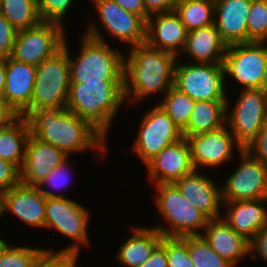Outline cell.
I'll return each mask as SVG.
<instances>
[{"instance_id": "ffe728a7", "label": "cell", "mask_w": 267, "mask_h": 267, "mask_svg": "<svg viewBox=\"0 0 267 267\" xmlns=\"http://www.w3.org/2000/svg\"><path fill=\"white\" fill-rule=\"evenodd\" d=\"M187 30L175 11L149 16L146 21V44L179 58L186 45Z\"/></svg>"}, {"instance_id": "e0dca14e", "label": "cell", "mask_w": 267, "mask_h": 267, "mask_svg": "<svg viewBox=\"0 0 267 267\" xmlns=\"http://www.w3.org/2000/svg\"><path fill=\"white\" fill-rule=\"evenodd\" d=\"M46 202L37 187L20 183L1 193L2 216L9 212L29 228L44 229Z\"/></svg>"}, {"instance_id": "ab89813d", "label": "cell", "mask_w": 267, "mask_h": 267, "mask_svg": "<svg viewBox=\"0 0 267 267\" xmlns=\"http://www.w3.org/2000/svg\"><path fill=\"white\" fill-rule=\"evenodd\" d=\"M244 149L267 168V121L263 124L257 136Z\"/></svg>"}, {"instance_id": "30bf717a", "label": "cell", "mask_w": 267, "mask_h": 267, "mask_svg": "<svg viewBox=\"0 0 267 267\" xmlns=\"http://www.w3.org/2000/svg\"><path fill=\"white\" fill-rule=\"evenodd\" d=\"M66 31L63 25L47 21L19 30L10 57L38 66L63 48Z\"/></svg>"}, {"instance_id": "f546056e", "label": "cell", "mask_w": 267, "mask_h": 267, "mask_svg": "<svg viewBox=\"0 0 267 267\" xmlns=\"http://www.w3.org/2000/svg\"><path fill=\"white\" fill-rule=\"evenodd\" d=\"M175 12L187 32L214 24V0H183L177 3Z\"/></svg>"}, {"instance_id": "c3c4849f", "label": "cell", "mask_w": 267, "mask_h": 267, "mask_svg": "<svg viewBox=\"0 0 267 267\" xmlns=\"http://www.w3.org/2000/svg\"><path fill=\"white\" fill-rule=\"evenodd\" d=\"M258 89L267 97V71Z\"/></svg>"}, {"instance_id": "277c9868", "label": "cell", "mask_w": 267, "mask_h": 267, "mask_svg": "<svg viewBox=\"0 0 267 267\" xmlns=\"http://www.w3.org/2000/svg\"><path fill=\"white\" fill-rule=\"evenodd\" d=\"M125 103L124 81L70 83L66 109L82 118L108 142L111 124Z\"/></svg>"}, {"instance_id": "ba28073f", "label": "cell", "mask_w": 267, "mask_h": 267, "mask_svg": "<svg viewBox=\"0 0 267 267\" xmlns=\"http://www.w3.org/2000/svg\"><path fill=\"white\" fill-rule=\"evenodd\" d=\"M181 61V62H179ZM177 60L173 86L194 101H226L223 64Z\"/></svg>"}, {"instance_id": "9c48e42d", "label": "cell", "mask_w": 267, "mask_h": 267, "mask_svg": "<svg viewBox=\"0 0 267 267\" xmlns=\"http://www.w3.org/2000/svg\"><path fill=\"white\" fill-rule=\"evenodd\" d=\"M223 67L225 85L231 78L240 89H258L267 71V44L251 41L228 45Z\"/></svg>"}, {"instance_id": "f35d334b", "label": "cell", "mask_w": 267, "mask_h": 267, "mask_svg": "<svg viewBox=\"0 0 267 267\" xmlns=\"http://www.w3.org/2000/svg\"><path fill=\"white\" fill-rule=\"evenodd\" d=\"M18 30L0 14V57H10Z\"/></svg>"}, {"instance_id": "1f68e13d", "label": "cell", "mask_w": 267, "mask_h": 267, "mask_svg": "<svg viewBox=\"0 0 267 267\" xmlns=\"http://www.w3.org/2000/svg\"><path fill=\"white\" fill-rule=\"evenodd\" d=\"M15 245L7 240L0 241V267H33L45 249Z\"/></svg>"}, {"instance_id": "d6986e66", "label": "cell", "mask_w": 267, "mask_h": 267, "mask_svg": "<svg viewBox=\"0 0 267 267\" xmlns=\"http://www.w3.org/2000/svg\"><path fill=\"white\" fill-rule=\"evenodd\" d=\"M62 150L40 141L29 135L22 167L20 168V183L26 186H37L47 174L57 168L66 158Z\"/></svg>"}, {"instance_id": "4dcf8cb0", "label": "cell", "mask_w": 267, "mask_h": 267, "mask_svg": "<svg viewBox=\"0 0 267 267\" xmlns=\"http://www.w3.org/2000/svg\"><path fill=\"white\" fill-rule=\"evenodd\" d=\"M162 97H164L163 100L158 101L157 104L183 131L188 125L195 101L174 86Z\"/></svg>"}, {"instance_id": "44dd1931", "label": "cell", "mask_w": 267, "mask_h": 267, "mask_svg": "<svg viewBox=\"0 0 267 267\" xmlns=\"http://www.w3.org/2000/svg\"><path fill=\"white\" fill-rule=\"evenodd\" d=\"M37 66L6 57L3 99L22 117L29 113Z\"/></svg>"}, {"instance_id": "4fadbf2b", "label": "cell", "mask_w": 267, "mask_h": 267, "mask_svg": "<svg viewBox=\"0 0 267 267\" xmlns=\"http://www.w3.org/2000/svg\"><path fill=\"white\" fill-rule=\"evenodd\" d=\"M238 166L222 183L223 202L267 198V168L246 150L238 154Z\"/></svg>"}, {"instance_id": "f6af8a7d", "label": "cell", "mask_w": 267, "mask_h": 267, "mask_svg": "<svg viewBox=\"0 0 267 267\" xmlns=\"http://www.w3.org/2000/svg\"><path fill=\"white\" fill-rule=\"evenodd\" d=\"M20 115L3 99L0 98V129L9 127Z\"/></svg>"}, {"instance_id": "7c38bea8", "label": "cell", "mask_w": 267, "mask_h": 267, "mask_svg": "<svg viewBox=\"0 0 267 267\" xmlns=\"http://www.w3.org/2000/svg\"><path fill=\"white\" fill-rule=\"evenodd\" d=\"M135 142L131 151L144 165L154 158L163 148L183 138L181 129L171 120L158 105L145 111Z\"/></svg>"}, {"instance_id": "d590c367", "label": "cell", "mask_w": 267, "mask_h": 267, "mask_svg": "<svg viewBox=\"0 0 267 267\" xmlns=\"http://www.w3.org/2000/svg\"><path fill=\"white\" fill-rule=\"evenodd\" d=\"M168 267H196L188 251V236L166 237Z\"/></svg>"}, {"instance_id": "9a60e30c", "label": "cell", "mask_w": 267, "mask_h": 267, "mask_svg": "<svg viewBox=\"0 0 267 267\" xmlns=\"http://www.w3.org/2000/svg\"><path fill=\"white\" fill-rule=\"evenodd\" d=\"M102 28L128 48L145 44L146 22L138 15L123 9L113 0H91Z\"/></svg>"}, {"instance_id": "7bdbcfd3", "label": "cell", "mask_w": 267, "mask_h": 267, "mask_svg": "<svg viewBox=\"0 0 267 267\" xmlns=\"http://www.w3.org/2000/svg\"><path fill=\"white\" fill-rule=\"evenodd\" d=\"M139 267H168L165 236H163L161 243L154 249L151 256Z\"/></svg>"}, {"instance_id": "e575fe53", "label": "cell", "mask_w": 267, "mask_h": 267, "mask_svg": "<svg viewBox=\"0 0 267 267\" xmlns=\"http://www.w3.org/2000/svg\"><path fill=\"white\" fill-rule=\"evenodd\" d=\"M248 42L266 43L267 0H252L247 18Z\"/></svg>"}, {"instance_id": "2e32d148", "label": "cell", "mask_w": 267, "mask_h": 267, "mask_svg": "<svg viewBox=\"0 0 267 267\" xmlns=\"http://www.w3.org/2000/svg\"><path fill=\"white\" fill-rule=\"evenodd\" d=\"M150 183L172 184L194 172L190 145L186 137L163 148L146 165Z\"/></svg>"}, {"instance_id": "60d3db41", "label": "cell", "mask_w": 267, "mask_h": 267, "mask_svg": "<svg viewBox=\"0 0 267 267\" xmlns=\"http://www.w3.org/2000/svg\"><path fill=\"white\" fill-rule=\"evenodd\" d=\"M20 184V169L0 158V193Z\"/></svg>"}, {"instance_id": "5b68a950", "label": "cell", "mask_w": 267, "mask_h": 267, "mask_svg": "<svg viewBox=\"0 0 267 267\" xmlns=\"http://www.w3.org/2000/svg\"><path fill=\"white\" fill-rule=\"evenodd\" d=\"M153 201L159 215L168 225H153L165 237H185L202 235L207 222L210 220L204 213L191 204L172 184H157ZM169 227V228H168Z\"/></svg>"}, {"instance_id": "4316f807", "label": "cell", "mask_w": 267, "mask_h": 267, "mask_svg": "<svg viewBox=\"0 0 267 267\" xmlns=\"http://www.w3.org/2000/svg\"><path fill=\"white\" fill-rule=\"evenodd\" d=\"M226 124V101H195L183 137L218 129Z\"/></svg>"}, {"instance_id": "d4e9b609", "label": "cell", "mask_w": 267, "mask_h": 267, "mask_svg": "<svg viewBox=\"0 0 267 267\" xmlns=\"http://www.w3.org/2000/svg\"><path fill=\"white\" fill-rule=\"evenodd\" d=\"M227 48L228 44L213 24L187 32L186 45L181 54L189 55L187 58L191 63L223 64Z\"/></svg>"}, {"instance_id": "3957f363", "label": "cell", "mask_w": 267, "mask_h": 267, "mask_svg": "<svg viewBox=\"0 0 267 267\" xmlns=\"http://www.w3.org/2000/svg\"><path fill=\"white\" fill-rule=\"evenodd\" d=\"M93 22L94 19L90 21V25L87 24L80 37L81 48L76 57L73 58L70 53L72 51L69 49L68 37L65 38L63 46L68 47L70 83L124 81L126 52L110 46L100 29L101 26Z\"/></svg>"}, {"instance_id": "5bb4252c", "label": "cell", "mask_w": 267, "mask_h": 267, "mask_svg": "<svg viewBox=\"0 0 267 267\" xmlns=\"http://www.w3.org/2000/svg\"><path fill=\"white\" fill-rule=\"evenodd\" d=\"M193 165L196 170L218 168L232 161L234 151L241 153L245 149L236 140L227 124L194 136H188ZM235 147V149H234Z\"/></svg>"}, {"instance_id": "cb8c5ba5", "label": "cell", "mask_w": 267, "mask_h": 267, "mask_svg": "<svg viewBox=\"0 0 267 267\" xmlns=\"http://www.w3.org/2000/svg\"><path fill=\"white\" fill-rule=\"evenodd\" d=\"M202 237L220 257L236 267L239 262L249 257L250 242L232 229L222 218L210 219L204 228Z\"/></svg>"}, {"instance_id": "681fc988", "label": "cell", "mask_w": 267, "mask_h": 267, "mask_svg": "<svg viewBox=\"0 0 267 267\" xmlns=\"http://www.w3.org/2000/svg\"><path fill=\"white\" fill-rule=\"evenodd\" d=\"M2 217V212H1V193H0V218Z\"/></svg>"}, {"instance_id": "6da1fadb", "label": "cell", "mask_w": 267, "mask_h": 267, "mask_svg": "<svg viewBox=\"0 0 267 267\" xmlns=\"http://www.w3.org/2000/svg\"><path fill=\"white\" fill-rule=\"evenodd\" d=\"M31 136L52 144L69 157L86 151L107 155V141L82 118L66 108L30 111L24 117Z\"/></svg>"}, {"instance_id": "f1b7e54d", "label": "cell", "mask_w": 267, "mask_h": 267, "mask_svg": "<svg viewBox=\"0 0 267 267\" xmlns=\"http://www.w3.org/2000/svg\"><path fill=\"white\" fill-rule=\"evenodd\" d=\"M0 14L18 31L34 27L43 21L36 0H1Z\"/></svg>"}, {"instance_id": "bcb514c9", "label": "cell", "mask_w": 267, "mask_h": 267, "mask_svg": "<svg viewBox=\"0 0 267 267\" xmlns=\"http://www.w3.org/2000/svg\"><path fill=\"white\" fill-rule=\"evenodd\" d=\"M119 4L123 9L130 13L140 16L145 22L149 15L146 13L143 0H113Z\"/></svg>"}, {"instance_id": "52a82bcc", "label": "cell", "mask_w": 267, "mask_h": 267, "mask_svg": "<svg viewBox=\"0 0 267 267\" xmlns=\"http://www.w3.org/2000/svg\"><path fill=\"white\" fill-rule=\"evenodd\" d=\"M70 87L68 47L37 66L29 112L38 109L66 108Z\"/></svg>"}, {"instance_id": "836d02e7", "label": "cell", "mask_w": 267, "mask_h": 267, "mask_svg": "<svg viewBox=\"0 0 267 267\" xmlns=\"http://www.w3.org/2000/svg\"><path fill=\"white\" fill-rule=\"evenodd\" d=\"M70 157L66 158L57 168H54L47 174L36 187L47 198H61L67 197L59 192L65 190L68 184L73 180L71 179L72 165ZM70 162V163H69ZM48 187V188H47ZM52 187V188H51Z\"/></svg>"}, {"instance_id": "484cf974", "label": "cell", "mask_w": 267, "mask_h": 267, "mask_svg": "<svg viewBox=\"0 0 267 267\" xmlns=\"http://www.w3.org/2000/svg\"><path fill=\"white\" fill-rule=\"evenodd\" d=\"M129 236L119 245L115 260L122 267H139L161 243L163 235L153 226H132Z\"/></svg>"}, {"instance_id": "d6a6232c", "label": "cell", "mask_w": 267, "mask_h": 267, "mask_svg": "<svg viewBox=\"0 0 267 267\" xmlns=\"http://www.w3.org/2000/svg\"><path fill=\"white\" fill-rule=\"evenodd\" d=\"M188 251L196 267H236L220 257L202 235L188 236Z\"/></svg>"}, {"instance_id": "b9f144b4", "label": "cell", "mask_w": 267, "mask_h": 267, "mask_svg": "<svg viewBox=\"0 0 267 267\" xmlns=\"http://www.w3.org/2000/svg\"><path fill=\"white\" fill-rule=\"evenodd\" d=\"M257 258L267 264V226L256 233L249 243V258Z\"/></svg>"}, {"instance_id": "603a6c76", "label": "cell", "mask_w": 267, "mask_h": 267, "mask_svg": "<svg viewBox=\"0 0 267 267\" xmlns=\"http://www.w3.org/2000/svg\"><path fill=\"white\" fill-rule=\"evenodd\" d=\"M267 198L223 202L221 218L249 242L267 226Z\"/></svg>"}, {"instance_id": "74e56055", "label": "cell", "mask_w": 267, "mask_h": 267, "mask_svg": "<svg viewBox=\"0 0 267 267\" xmlns=\"http://www.w3.org/2000/svg\"><path fill=\"white\" fill-rule=\"evenodd\" d=\"M78 258L79 255L74 253H50L44 251L33 267H80L78 266Z\"/></svg>"}, {"instance_id": "8992f818", "label": "cell", "mask_w": 267, "mask_h": 267, "mask_svg": "<svg viewBox=\"0 0 267 267\" xmlns=\"http://www.w3.org/2000/svg\"><path fill=\"white\" fill-rule=\"evenodd\" d=\"M90 210L69 197L47 198L44 229L57 231L63 237L72 240L65 248L44 249L50 253H74L80 255L82 248L90 246L88 224Z\"/></svg>"}, {"instance_id": "8fae6325", "label": "cell", "mask_w": 267, "mask_h": 267, "mask_svg": "<svg viewBox=\"0 0 267 267\" xmlns=\"http://www.w3.org/2000/svg\"><path fill=\"white\" fill-rule=\"evenodd\" d=\"M239 92L232 108L230 100H226V124L245 148L267 121V97L259 89H241Z\"/></svg>"}, {"instance_id": "ac0fdd59", "label": "cell", "mask_w": 267, "mask_h": 267, "mask_svg": "<svg viewBox=\"0 0 267 267\" xmlns=\"http://www.w3.org/2000/svg\"><path fill=\"white\" fill-rule=\"evenodd\" d=\"M200 170L183 176L174 184L181 194L209 219L222 216L223 197L222 186L213 178H209Z\"/></svg>"}, {"instance_id": "7a4b0ae2", "label": "cell", "mask_w": 267, "mask_h": 267, "mask_svg": "<svg viewBox=\"0 0 267 267\" xmlns=\"http://www.w3.org/2000/svg\"><path fill=\"white\" fill-rule=\"evenodd\" d=\"M124 57V96L138 105L149 96L165 95L174 84L175 67L180 59L173 53L149 47L146 43L127 48Z\"/></svg>"}, {"instance_id": "ee69618b", "label": "cell", "mask_w": 267, "mask_h": 267, "mask_svg": "<svg viewBox=\"0 0 267 267\" xmlns=\"http://www.w3.org/2000/svg\"><path fill=\"white\" fill-rule=\"evenodd\" d=\"M146 13L151 16L175 11L177 0H143Z\"/></svg>"}, {"instance_id": "83f0119b", "label": "cell", "mask_w": 267, "mask_h": 267, "mask_svg": "<svg viewBox=\"0 0 267 267\" xmlns=\"http://www.w3.org/2000/svg\"><path fill=\"white\" fill-rule=\"evenodd\" d=\"M29 135L28 123L22 116L9 127L0 129V158L15 164L20 169L24 162Z\"/></svg>"}, {"instance_id": "7402d4cb", "label": "cell", "mask_w": 267, "mask_h": 267, "mask_svg": "<svg viewBox=\"0 0 267 267\" xmlns=\"http://www.w3.org/2000/svg\"><path fill=\"white\" fill-rule=\"evenodd\" d=\"M251 3L252 0H214V24L228 45L248 42Z\"/></svg>"}, {"instance_id": "8d00e7d4", "label": "cell", "mask_w": 267, "mask_h": 267, "mask_svg": "<svg viewBox=\"0 0 267 267\" xmlns=\"http://www.w3.org/2000/svg\"><path fill=\"white\" fill-rule=\"evenodd\" d=\"M75 0H37L38 11L43 21L64 26L65 17Z\"/></svg>"}, {"instance_id": "7dc6e473", "label": "cell", "mask_w": 267, "mask_h": 267, "mask_svg": "<svg viewBox=\"0 0 267 267\" xmlns=\"http://www.w3.org/2000/svg\"><path fill=\"white\" fill-rule=\"evenodd\" d=\"M6 77V58L0 59V98L3 97Z\"/></svg>"}]
</instances>
